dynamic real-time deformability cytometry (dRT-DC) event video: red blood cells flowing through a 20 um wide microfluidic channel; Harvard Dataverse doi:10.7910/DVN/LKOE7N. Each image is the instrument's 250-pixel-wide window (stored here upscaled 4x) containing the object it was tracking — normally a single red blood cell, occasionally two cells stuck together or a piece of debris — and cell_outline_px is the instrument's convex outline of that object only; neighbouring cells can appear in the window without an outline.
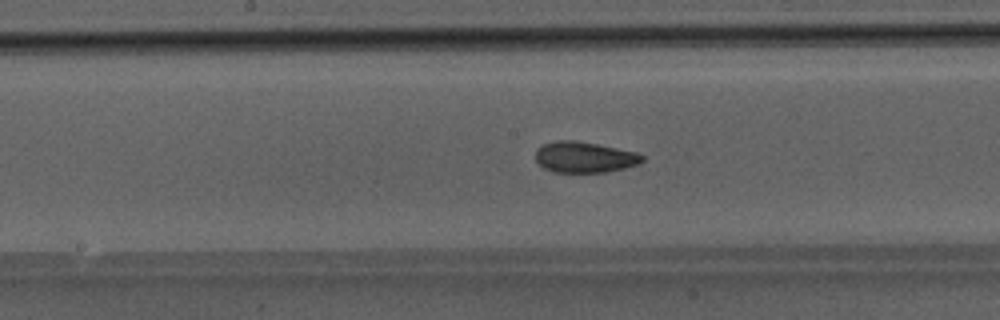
{"species": "Egyptian fruit bat (a non-hibernating species)", "species_latin": "Rousettus aegyptiacus", "temperature_condition": "room temperature", "stored_images_in_passage": 37, "camera_frame_rate_fps": 3000, "um_per_image_px": 0.085, "animal": {"sex": "male"}, "frame": {"image": 1, "passage_image": 13, "time_ms": 4.0, "image_size_px": [1000, 320], "cell_outline_px": [[644, 160], [640, 164], [608, 172], [556, 172], [544, 168], [536, 160], [536, 152], [544, 144], [556, 140], [576, 140], [636, 152], [644, 156]], "centroid_in_image_um": [49.71, 13.36], "position_along_channel_um": 198.5, "area_um2": 19.07}}
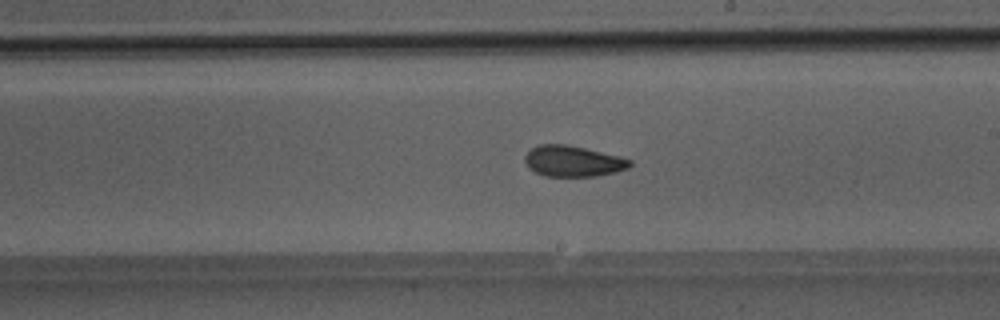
{"frame": {"image": 2, "passage_image": 16, "time_ms": 5.0, "image_size_px": [1000, 320], "cell_outline_px": [[632, 164], [628, 168], [616, 172], [596, 176], [544, 176], [528, 168], [524, 160], [524, 156], [532, 148], [540, 144], [564, 144], [584, 148], [620, 156], [632, 160]], "centroid_in_image_um": [48.7, 13.7], "position_along_channel_um": 240.3, "area_um2": 18.9}}
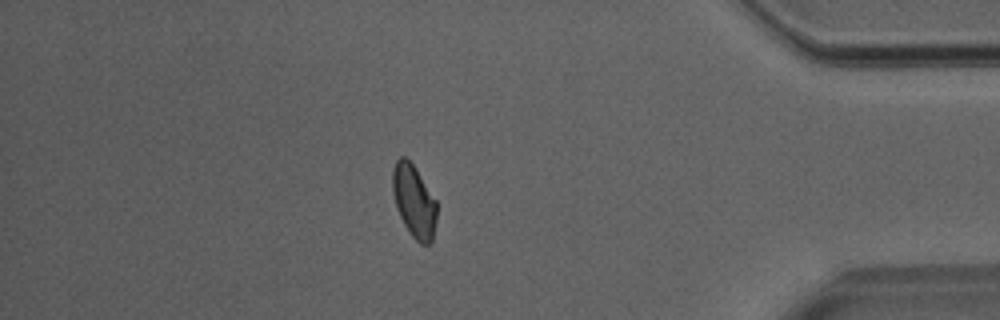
{"frame": {"image": 3, "passage_image": 30, "time_ms": 9.667, "image_size_px": [1000, 320], "cell_outline_px": [[436, 220], [432, 240], [428, 244], [420, 244], [412, 236], [404, 224], [396, 208], [392, 192], [392, 168], [396, 160], [400, 156], [404, 156], [416, 168], [436, 200]], "centroid_in_image_um": [35.17, 17.07], "position_along_channel_um": 400.0, "area_um2": 18.73}}